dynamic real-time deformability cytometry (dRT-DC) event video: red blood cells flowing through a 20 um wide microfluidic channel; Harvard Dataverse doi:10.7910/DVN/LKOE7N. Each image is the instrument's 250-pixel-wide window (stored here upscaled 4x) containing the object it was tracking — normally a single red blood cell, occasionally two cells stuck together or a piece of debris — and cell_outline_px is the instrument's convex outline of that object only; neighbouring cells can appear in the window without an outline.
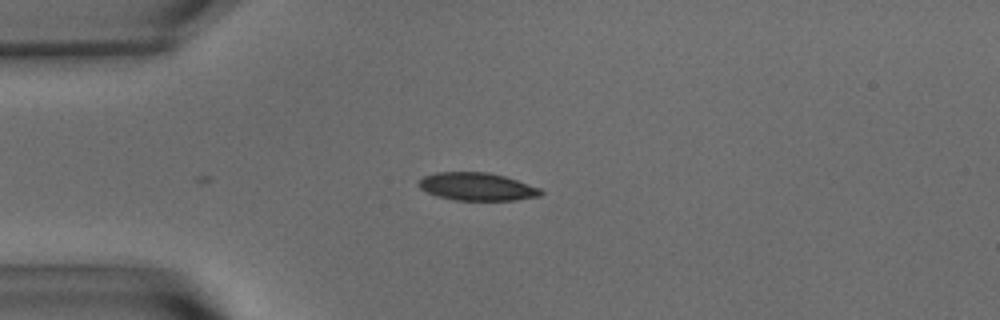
{"species": "common noctule bat (a hibernating species)", "species_latin": "Nyctalus noctula", "temperature_condition": "warm", "stored_images_in_passage": 25, "camera_frame_rate_fps": 3000, "um_per_image_px": 0.085, "animal": {"sex": "male", "body_mass_g": 15.6}, "frame": {"image": 1, "passage_image": 1, "time_ms": 0.0, "image_size_px": [1000, 320], "cell_outline_px": [[544, 192], [540, 196], [516, 200], [456, 200], [436, 196], [420, 188], [416, 184], [424, 176], [436, 172], [488, 172], [504, 176], [540, 188]], "centroid_in_image_um": [40.53, 15.86], "position_along_channel_um": 44.5, "area_um2": 19.77}}
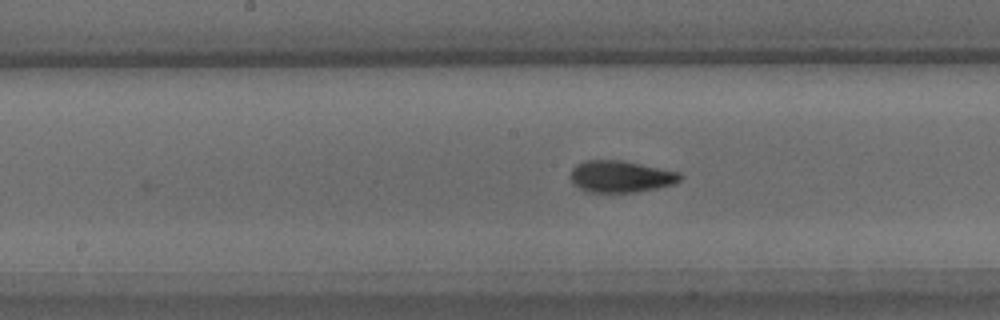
{"frame": {"image": 2, "passage_image": 15, "time_ms": 4.667, "image_size_px": [1000, 320], "cell_outline_px": [[684, 176], [680, 180], [672, 184], [656, 188], [636, 192], [584, 192], [572, 184], [568, 176], [572, 168], [576, 164], [584, 160], [624, 160], [680, 172]], "centroid_in_image_um": [52.7, 15.0], "position_along_channel_um": 195.5, "area_um2": 20.69}}
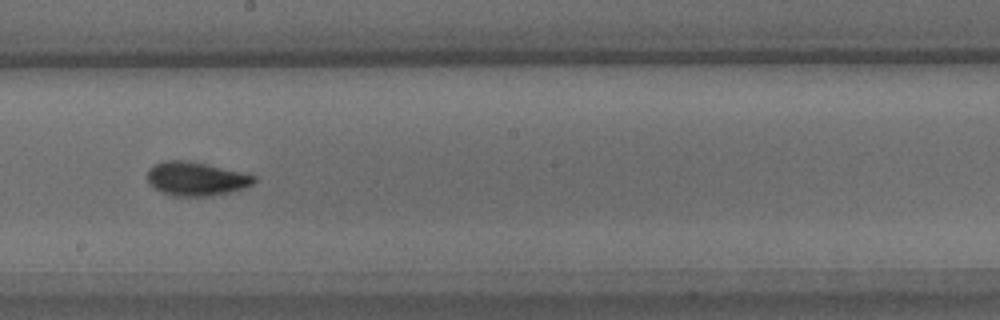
{"frame": {"image": 3, "passage_image": 18, "time_ms": 5.667, "image_size_px": [1000, 320], "cell_outline_px": [[256, 180], [252, 184], [244, 188], [232, 192], [208, 196], [176, 196], [160, 192], [148, 184], [148, 168], [164, 160], [184, 160], [204, 164], [240, 172], [256, 176]], "centroid_in_image_um": [16.64, 15.21], "position_along_channel_um": 231.6, "area_um2": 20.87}}